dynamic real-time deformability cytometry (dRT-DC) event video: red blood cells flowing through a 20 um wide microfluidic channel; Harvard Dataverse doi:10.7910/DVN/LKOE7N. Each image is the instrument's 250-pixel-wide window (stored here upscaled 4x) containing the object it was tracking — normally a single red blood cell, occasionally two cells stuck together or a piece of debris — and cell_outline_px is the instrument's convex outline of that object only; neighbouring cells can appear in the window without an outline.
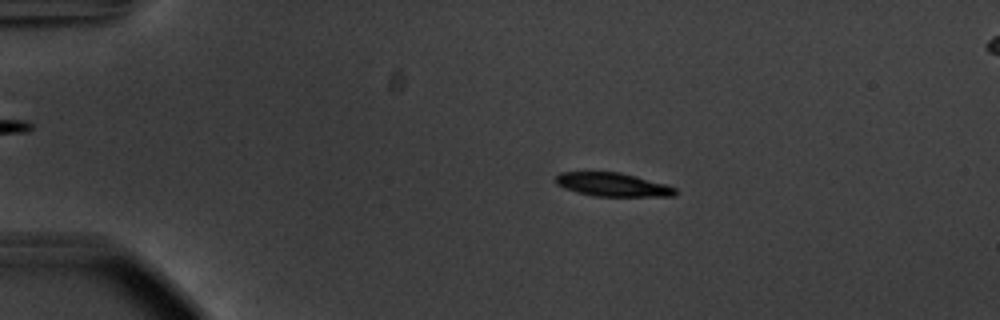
{"species": "common noctule bat (a hibernating species)", "species_latin": "Nyctalus noctula", "temperature_condition": "warm", "stored_images_in_passage": 52, "camera_frame_rate_fps": 3000, "um_per_image_px": 0.085, "animal": {"sex": "male", "body_mass_g": 20.1, "forearm_length_mm": 53.5}, "frame": {"image": 1, "passage_image": 9, "time_ms": 2.667, "image_size_px": [1000, 320], "cell_outline_px": [[676, 196], [592, 196], [576, 192], [564, 188], [556, 184], [556, 176], [560, 172], [620, 172], [636, 176], [664, 184], [676, 188]], "centroid_in_image_um": [52.05, 15.69], "position_along_channel_um": 33.0, "area_um2": 16.36}}
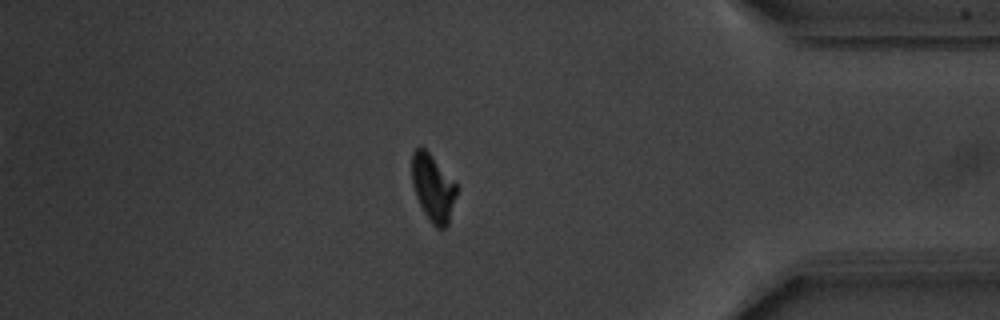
{"frame": {"image": 2, "passage_image": 45, "time_ms": 14.667, "image_size_px": [1000, 320], "cell_outline_px": [[456, 196], [448, 224], [444, 228], [436, 228], [428, 220], [416, 196], [412, 184], [412, 152], [420, 144], [428, 152], [456, 184]], "centroid_in_image_um": [36.78, 15.97], "position_along_channel_um": 398.4, "area_um2": 17.22}}
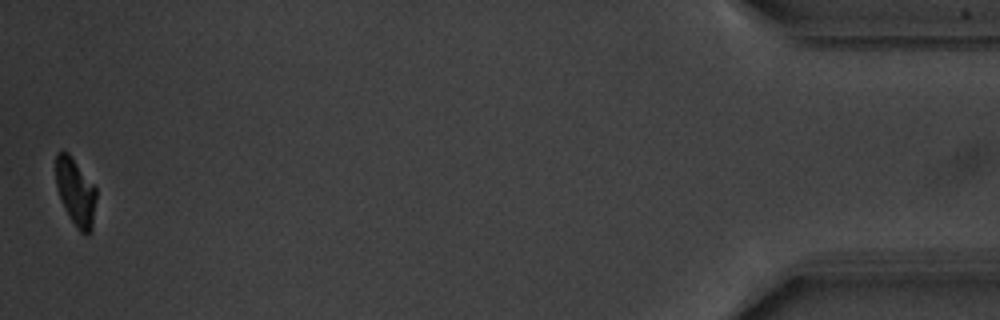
{"frame": {"image": 3, "passage_image": 52, "time_ms": 17.0, "image_size_px": [1000, 320], "cell_outline_px": [[96, 200], [92, 232], [88, 236], [84, 236], [76, 228], [60, 196], [56, 184], [56, 152], [64, 148], [68, 152], [96, 188]], "centroid_in_image_um": [6.45, 16.33], "position_along_channel_um": 428.8, "area_um2": 15.84}, "authors_computed_cell_mechanics": {"area_um2": 17.6001, "velocity_mm_per_s": 3.7413, "shape_relaxation_time_tau1_ms": 2.8964, "shape_relaxation_time_tau2_ms": null, "deformation_change_tau1": 0.1419, "deformation_change_tau2": null}}